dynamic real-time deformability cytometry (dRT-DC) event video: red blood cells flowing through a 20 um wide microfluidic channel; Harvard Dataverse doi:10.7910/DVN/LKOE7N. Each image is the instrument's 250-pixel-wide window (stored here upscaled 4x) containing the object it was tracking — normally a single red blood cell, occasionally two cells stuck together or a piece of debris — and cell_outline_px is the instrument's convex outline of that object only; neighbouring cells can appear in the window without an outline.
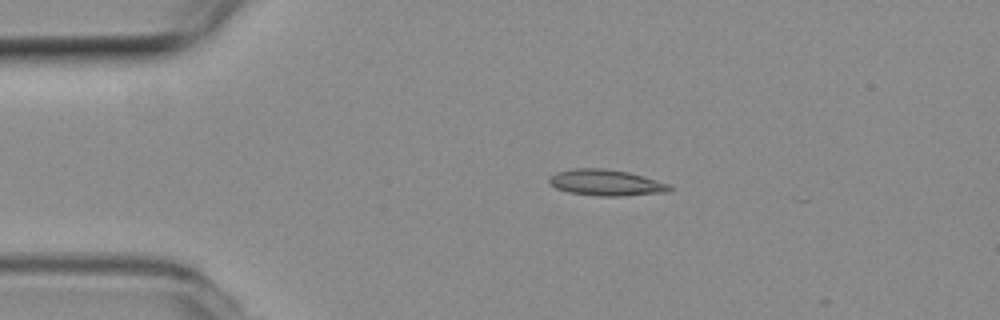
{"species": "common noctule bat (a hibernating species)", "species_latin": "Nyctalus noctula", "temperature_condition": "room temperature", "stored_images_in_passage": 12, "camera_frame_rate_fps": 3000, "um_per_image_px": 0.085, "animal": {"sex": "female", "body_mass_g": 19.3, "forearm_length_mm": 54.1}, "frame": {"image": 1, "passage_image": 10, "time_ms": 3.0, "image_size_px": [1000, 320], "cell_outline_px": [[672, 188], [668, 192], [624, 196], [600, 196], [568, 192], [556, 188], [548, 180], [548, 176], [556, 172], [576, 168], [604, 168], [628, 172], [644, 176], [672, 184]], "centroid_in_image_um": [51.55, 15.52], "position_along_channel_um": 33.5, "area_um2": 18.5}}